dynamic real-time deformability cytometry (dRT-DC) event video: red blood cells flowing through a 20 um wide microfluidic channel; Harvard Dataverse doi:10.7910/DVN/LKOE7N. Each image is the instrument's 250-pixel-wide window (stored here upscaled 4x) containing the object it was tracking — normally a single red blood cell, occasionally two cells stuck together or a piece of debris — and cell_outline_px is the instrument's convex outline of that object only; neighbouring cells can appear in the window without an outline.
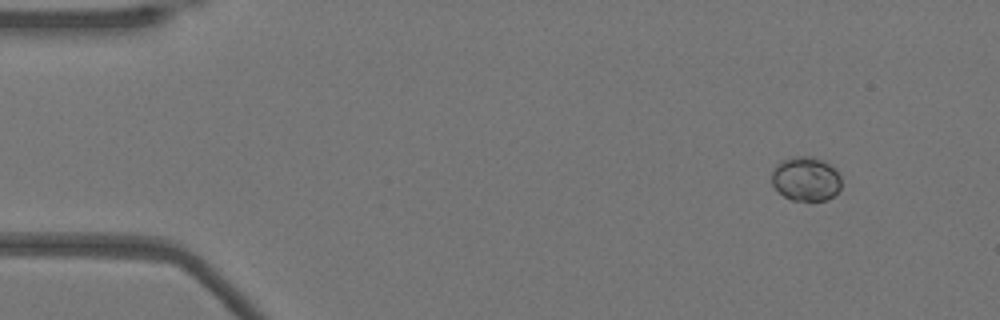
{"species": "Egyptian fruit bat (a non-hibernating species)", "species_latin": "Rousettus aegyptiacus", "temperature_condition": "warm", "stored_images_in_passage": 48, "camera_frame_rate_fps": 3000, "um_per_image_px": 0.085, "animal": {"sex": "female"}, "frame": {"image": 1, "passage_image": 1, "time_ms": 0.0, "image_size_px": [1000, 320], "cell_outline_px": [[840, 188], [828, 200], [792, 200], [784, 196], [772, 184], [772, 172], [776, 164], [780, 160], [792, 156], [812, 156], [824, 160], [836, 168], [840, 172]], "centroid_in_image_um": [68.51, 15.17], "position_along_channel_um": 16.5, "area_um2": 18.15}}
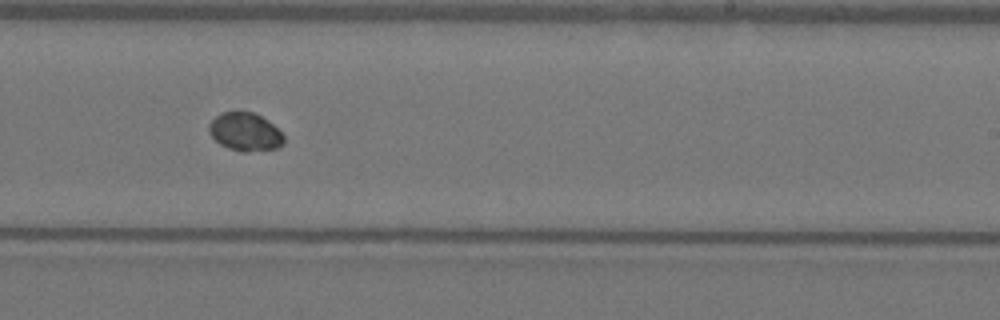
{"frame": {"image": 2, "passage_image": 28, "time_ms": 9.0, "image_size_px": [1000, 320], "cell_outline_px": [[284, 144], [280, 148], [248, 152], [240, 152], [228, 148], [220, 144], [208, 132], [208, 124], [220, 112], [252, 112], [268, 120], [284, 136]], "centroid_in_image_um": [20.83, 11.23], "position_along_channel_um": 268.2, "area_um2": 16.76}}
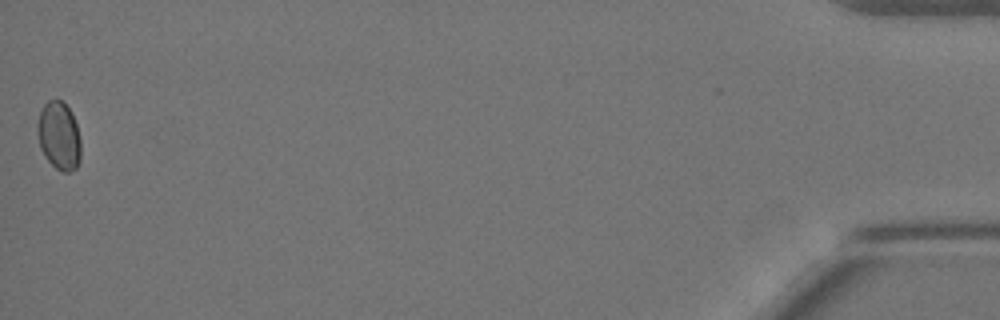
{"frame": {"image": 3, "passage_image": 48, "time_ms": 15.667, "image_size_px": [1000, 320], "cell_outline_px": [[80, 160], [76, 168], [68, 172], [64, 172], [56, 168], [44, 156], [40, 148], [36, 128], [40, 108], [48, 100], [60, 100], [72, 112], [76, 124], [80, 140]], "centroid_in_image_um": [4.99, 11.54], "position_along_channel_um": 430.2, "area_um2": 17.28}}